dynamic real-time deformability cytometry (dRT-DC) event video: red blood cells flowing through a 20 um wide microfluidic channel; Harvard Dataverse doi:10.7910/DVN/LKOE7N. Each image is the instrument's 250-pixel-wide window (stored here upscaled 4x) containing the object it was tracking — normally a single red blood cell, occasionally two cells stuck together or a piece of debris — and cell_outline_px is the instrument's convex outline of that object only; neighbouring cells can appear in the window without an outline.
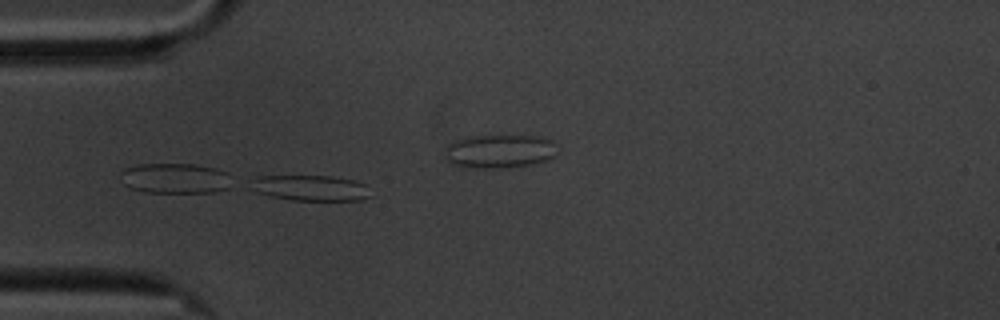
{"species": "common noctule bat (a hibernating species)", "species_latin": "Nyctalus noctula", "temperature_condition": "cold", "stored_images_in_passage": 58, "camera_frame_rate_fps": 3000, "um_per_image_px": 0.085, "animal": {"sex": "male", "body_mass_g": 20.1, "forearm_length_mm": 53.5}, "frame": {"image": 1, "passage_image": 17, "time_ms": 5.333, "image_size_px": [1000, 320], "cell_outline_px": [[372, 196], [360, 200], [292, 200], [272, 196], [256, 192], [248, 188], [248, 180], [256, 176], [332, 176], [352, 180], [364, 184]], "centroid_in_image_um": [26.3, 15.97], "position_along_channel_um": 58.7, "area_um2": 18.03}}
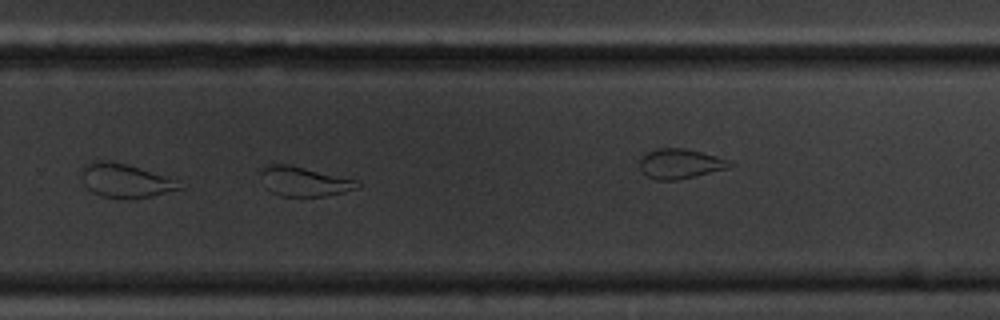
{"frame": {"image": 2, "passage_image": 39, "time_ms": 12.667, "image_size_px": [1000, 320], "cell_outline_px": [[360, 188], [344, 192], [324, 196], [280, 196], [264, 188], [260, 176], [260, 172], [264, 164], [288, 164], [356, 180], [360, 184]], "centroid_in_image_um": [25.79, 15.42], "position_along_channel_um": 304.0, "area_um2": 16.7}}
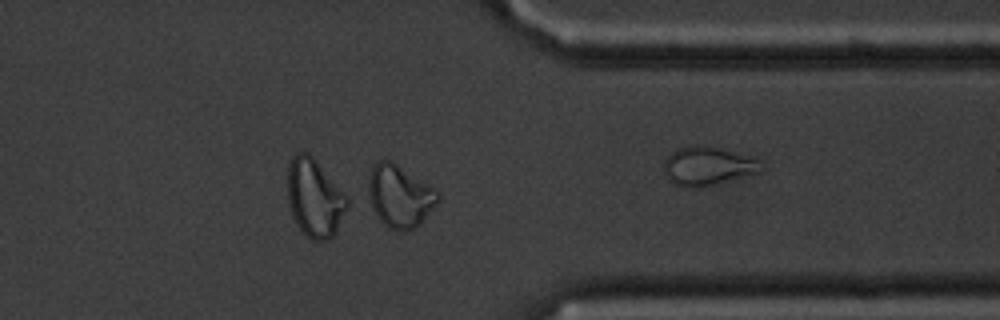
{"frame": {"image": 3, "passage_image": 46, "time_ms": 15.0, "image_size_px": [1000, 320], "cell_outline_px": [[440, 200], [420, 224], [416, 228], [404, 232], [400, 232], [388, 228], [380, 220], [372, 208], [368, 196], [368, 176], [376, 160], [392, 160], [440, 192]], "centroid_in_image_um": [33.98, 16.68], "position_along_channel_um": 377.4, "area_um2": 25.66}, "authors_computed_cell_mechanics": {"area_um2": 25.6054, "velocity_mm_per_s": 3.3929, "shape_relaxation_time_tau1_ms": null, "shape_relaxation_time_tau2_ms": 2.9685, "deformation_change_tau1": null, "deformation_change_tau2": 0.0953}}